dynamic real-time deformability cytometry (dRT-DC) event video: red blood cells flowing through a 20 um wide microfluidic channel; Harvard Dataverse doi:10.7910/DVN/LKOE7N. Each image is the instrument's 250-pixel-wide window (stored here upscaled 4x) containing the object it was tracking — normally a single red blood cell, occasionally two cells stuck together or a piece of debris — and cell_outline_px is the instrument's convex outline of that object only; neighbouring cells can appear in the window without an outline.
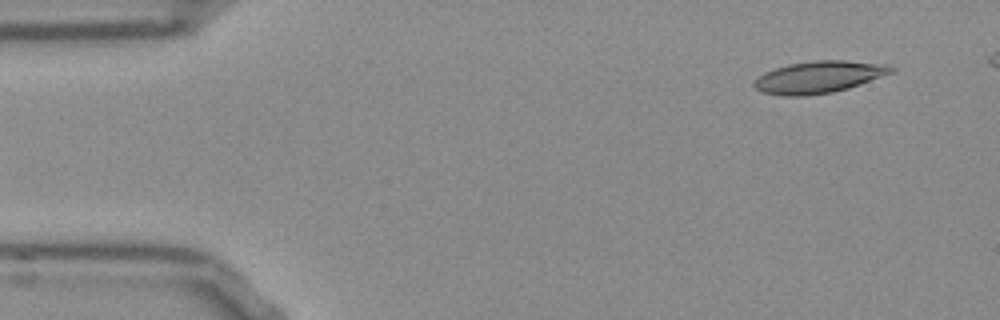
{"species": "Egyptian fruit bat (a non-hibernating species)", "species_latin": "Rousettus aegyptiacus", "temperature_condition": "room temperature", "stored_images_in_passage": 45, "camera_frame_rate_fps": 3000, "um_per_image_px": 0.085, "frame": {"image": 1, "passage_image": 1, "time_ms": 0.0, "image_size_px": [1000, 320], "cell_outline_px": [[896, 68], [892, 72], [848, 88], [832, 92], [804, 96], [784, 96], [764, 92], [756, 88], [752, 84], [764, 72], [788, 64], [816, 60], [844, 60], [884, 64]], "centroid_in_image_um": [69.58, 6.54], "position_along_channel_um": 15.4, "area_um2": 25.14}}
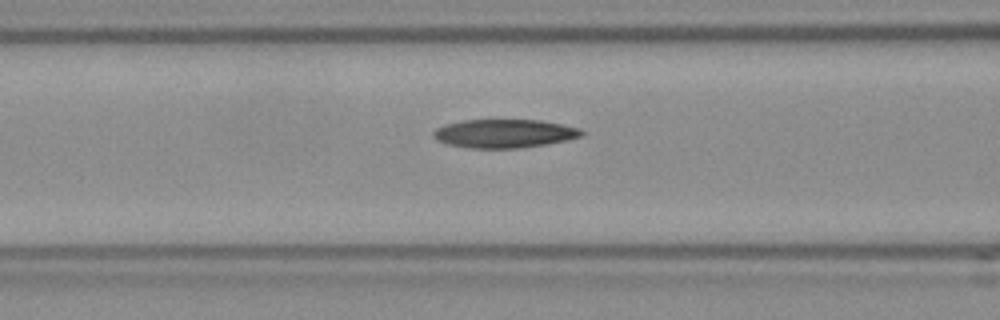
{"frame": {"image": 2, "passage_image": 17, "time_ms": 5.333, "image_size_px": [1000, 320], "cell_outline_px": [[584, 136], [568, 140], [520, 148], [468, 148], [448, 144], [436, 140], [432, 136], [432, 132], [436, 128], [444, 124], [464, 120], [540, 120], [580, 128], [584, 132]], "centroid_in_image_um": [42.85, 11.35], "position_along_channel_um": 123.8, "area_um2": 24.74}}
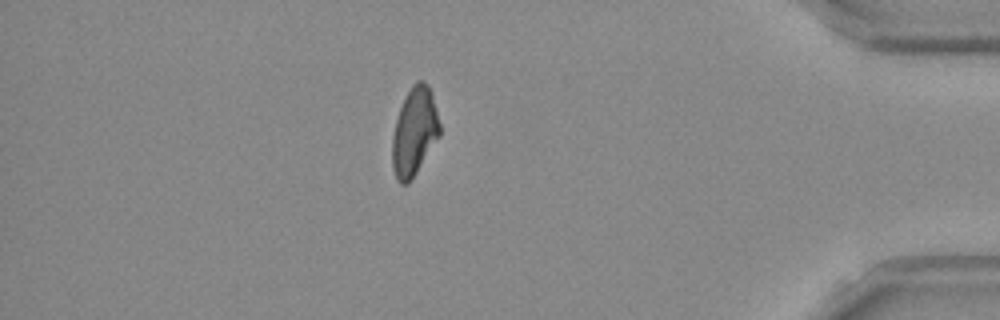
{"frame": {"image": 3, "passage_image": 42, "time_ms": 13.667, "image_size_px": [1000, 320], "cell_outline_px": [[440, 136], [408, 184], [400, 184], [396, 180], [392, 168], [392, 136], [396, 120], [400, 108], [412, 84], [416, 80], [424, 80], [428, 84], [432, 92], [440, 124]], "centroid_in_image_um": [35.22, 11.19], "position_along_channel_um": 400.0, "area_um2": 24.45}}